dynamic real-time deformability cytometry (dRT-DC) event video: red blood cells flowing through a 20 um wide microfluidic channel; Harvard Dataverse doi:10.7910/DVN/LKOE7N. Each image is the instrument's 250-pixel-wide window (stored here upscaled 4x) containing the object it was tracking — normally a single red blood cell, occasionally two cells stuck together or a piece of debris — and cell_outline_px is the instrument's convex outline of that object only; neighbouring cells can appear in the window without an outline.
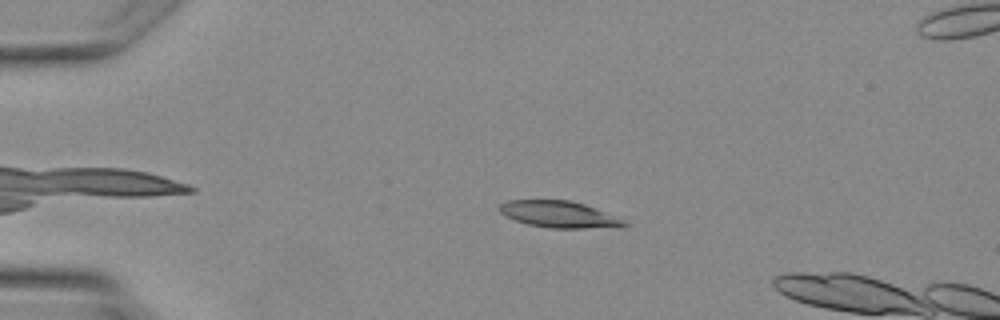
{"species": "Egyptian fruit bat (a non-hibernating species)", "species_latin": "Rousettus aegyptiacus", "temperature_condition": "warm", "stored_images_in_passage": 5, "camera_frame_rate_fps": 3000, "um_per_image_px": 0.085, "animal": {"sex": "female"}, "frame": {"image": 1, "passage_image": 3, "time_ms": 2.333, "image_size_px": [1000, 320], "cell_outline_px": [[628, 224], [584, 228], [548, 228], [528, 224], [504, 216], [496, 208], [500, 204], [508, 200], [572, 200], [584, 204], [624, 220]], "centroid_in_image_um": [47.38, 18.2], "position_along_channel_um": 37.6, "area_um2": 18.9}}